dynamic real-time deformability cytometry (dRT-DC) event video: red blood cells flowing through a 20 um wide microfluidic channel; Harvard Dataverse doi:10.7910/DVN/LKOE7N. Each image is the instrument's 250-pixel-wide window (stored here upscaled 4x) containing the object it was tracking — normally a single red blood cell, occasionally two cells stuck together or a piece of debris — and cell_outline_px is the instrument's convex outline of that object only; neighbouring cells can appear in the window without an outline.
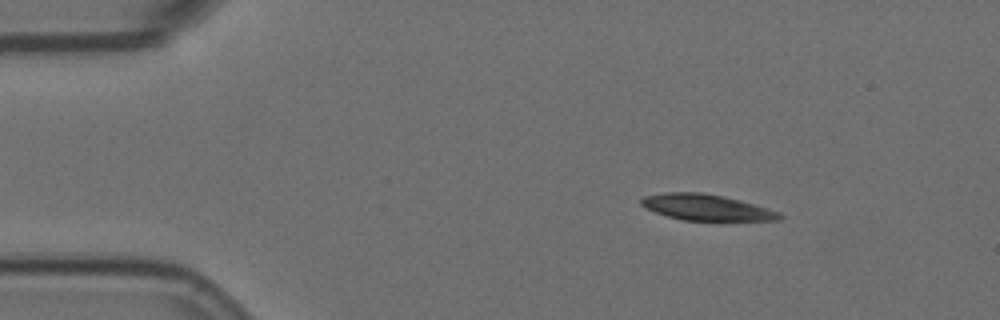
{"species": "Egyptian fruit bat (a non-hibernating species)", "species_latin": "Rousettus aegyptiacus", "temperature_condition": "room temperature", "stored_images_in_passage": 4, "camera_frame_rate_fps": 3000, "um_per_image_px": 0.085, "animal": {"sex": "female"}, "frame": {"image": 1, "passage_image": 1, "time_ms": 0.0, "image_size_px": [1000, 320], "cell_outline_px": [[784, 216], [780, 220], [684, 220], [668, 216], [656, 212], [640, 204], [640, 200], [644, 196], [664, 192], [704, 192], [724, 196], [756, 204], [780, 212]], "centroid_in_image_um": [60.07, 17.61], "position_along_channel_um": 24.9, "area_um2": 20.92}}
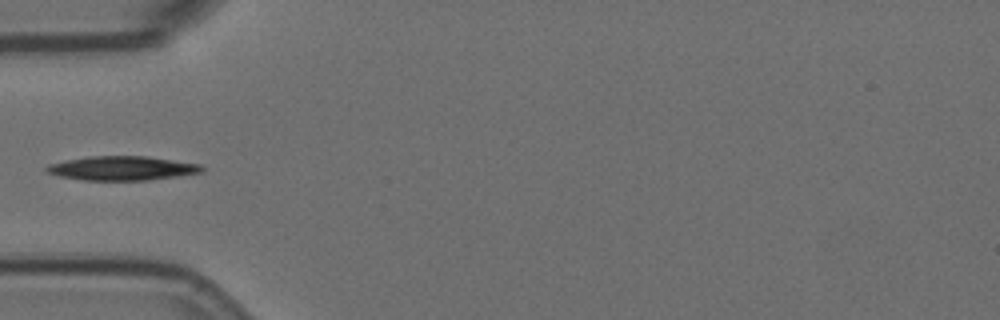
{"frame": {"image": 2, "passage_image": 4, "time_ms": 1.0, "image_size_px": [1000, 320], "cell_outline_px": [[204, 172], [180, 176], [148, 180], [84, 180], [60, 176], [48, 172], [44, 168], [48, 164], [88, 156], [148, 156], [200, 164], [204, 168]], "centroid_in_image_um": [10.42, 14.3], "position_along_channel_um": 74.6, "area_um2": 21.85}}